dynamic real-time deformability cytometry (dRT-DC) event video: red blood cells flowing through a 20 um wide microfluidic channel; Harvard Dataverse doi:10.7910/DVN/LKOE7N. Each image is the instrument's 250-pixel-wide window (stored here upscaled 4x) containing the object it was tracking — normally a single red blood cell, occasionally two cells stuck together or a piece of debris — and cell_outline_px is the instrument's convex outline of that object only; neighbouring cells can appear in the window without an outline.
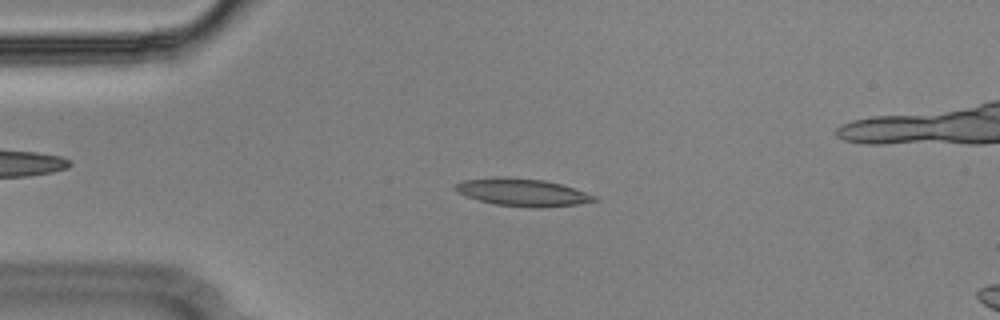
{"species": "Egyptian fruit bat (a non-hibernating species)", "species_latin": "Rousettus aegyptiacus", "temperature_condition": "cold", "stored_images_in_passage": 56, "camera_frame_rate_fps": 3000, "um_per_image_px": 0.085, "animal": {"sex": "male"}, "frame": {"image": 1, "passage_image": 12, "time_ms": 3.667, "image_size_px": [1000, 320], "cell_outline_px": [[600, 200], [576, 204], [540, 208], [536, 208], [496, 204], [480, 200], [456, 192], [456, 184], [464, 180], [496, 176], [504, 176], [544, 180], [560, 184], [596, 196]], "centroid_in_image_um": [44.41, 16.34], "position_along_channel_um": 40.6, "area_um2": 22.02}}
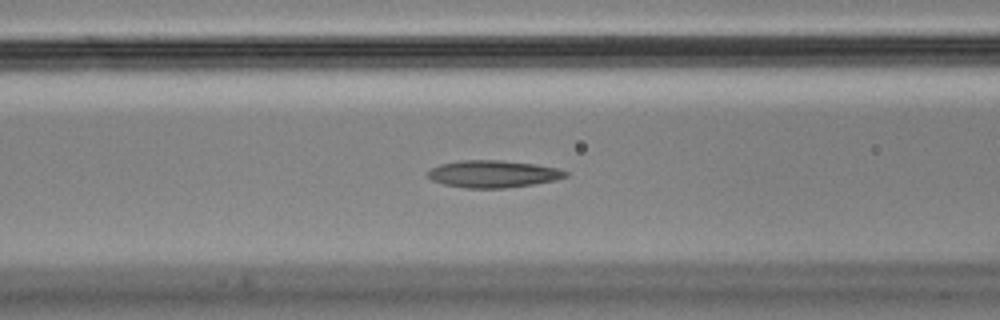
{"frame": {"image": 2, "passage_image": 21, "time_ms": 6.667, "image_size_px": [1000, 320], "cell_outline_px": [[568, 176], [556, 180], [532, 184], [504, 188], [464, 188], [444, 184], [432, 180], [428, 176], [428, 172], [432, 168], [440, 164], [460, 160], [500, 160], [532, 164], [560, 168], [568, 172]], "centroid_in_image_um": [41.93, 14.78], "position_along_channel_um": 124.7, "area_um2": 21.73}}
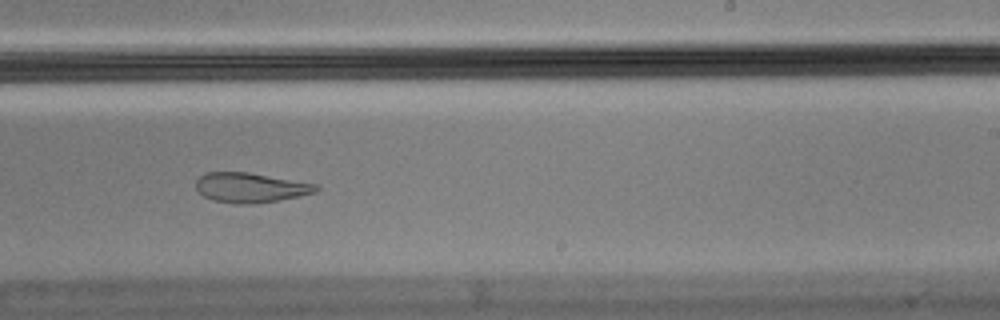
{"frame": {"image": 3, "passage_image": 33, "time_ms": 10.667, "image_size_px": [1000, 320], "cell_outline_px": [[320, 188], [316, 192], [300, 196], [280, 200], [256, 204], [236, 204], [212, 200], [204, 196], [196, 188], [196, 180], [200, 176], [208, 172], [248, 172], [316, 184]], "centroid_in_image_um": [21.29, 15.96], "position_along_channel_um": 267.7, "area_um2": 20.87}}